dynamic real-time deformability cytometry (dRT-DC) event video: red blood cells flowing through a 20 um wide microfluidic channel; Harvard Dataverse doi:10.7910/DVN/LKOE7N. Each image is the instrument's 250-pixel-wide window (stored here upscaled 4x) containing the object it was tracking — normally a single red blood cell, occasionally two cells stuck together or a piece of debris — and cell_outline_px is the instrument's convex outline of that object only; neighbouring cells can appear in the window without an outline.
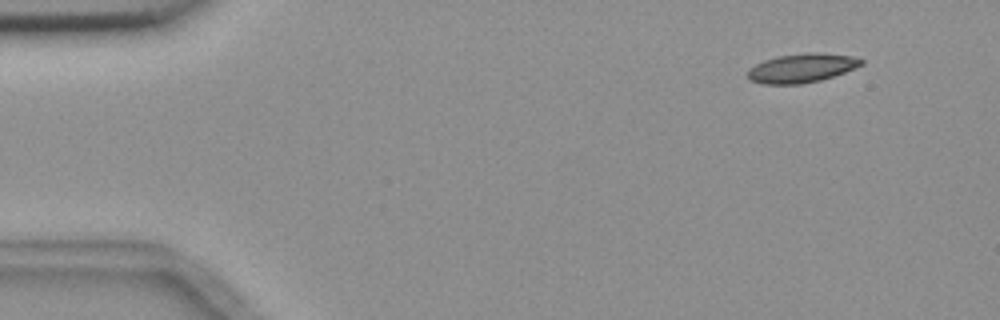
{"species": "common noctule bat (a hibernating species)", "species_latin": "Nyctalus noctula", "temperature_condition": "room temperature", "stored_images_in_passage": 5, "camera_frame_rate_fps": 3000, "um_per_image_px": 0.085, "animal": {"sex": "female", "body_mass_g": 18.4}, "frame": {"image": 1, "passage_image": 2, "time_ms": 1.333, "image_size_px": [1000, 320], "cell_outline_px": [[864, 64], [844, 72], [820, 80], [800, 84], [764, 84], [752, 80], [748, 76], [748, 68], [764, 60], [776, 56], [804, 52], [820, 52], [852, 56], [864, 60]], "centroid_in_image_um": [68.15, 5.76], "position_along_channel_um": 16.8, "area_um2": 19.19}}